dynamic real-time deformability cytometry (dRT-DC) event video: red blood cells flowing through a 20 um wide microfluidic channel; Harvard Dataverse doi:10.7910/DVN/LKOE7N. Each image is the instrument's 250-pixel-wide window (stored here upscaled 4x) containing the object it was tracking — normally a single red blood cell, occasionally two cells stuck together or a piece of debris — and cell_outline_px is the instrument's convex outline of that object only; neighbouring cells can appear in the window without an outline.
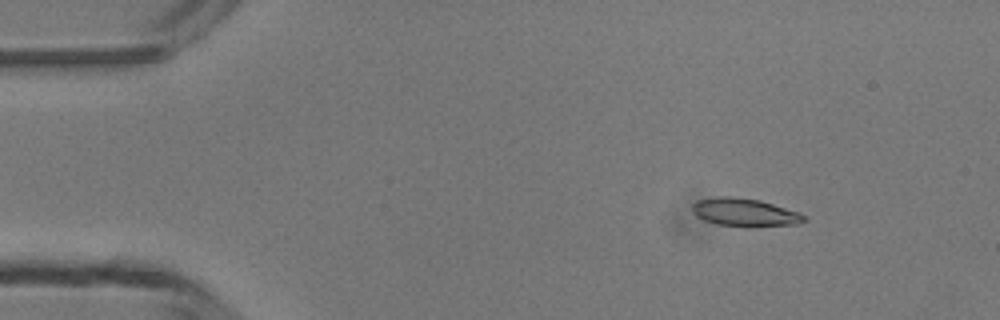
{"species": "common noctule bat (a hibernating species)", "species_latin": "Nyctalus noctula", "temperature_condition": "room temperature", "stored_images_in_passage": 3, "camera_frame_rate_fps": 3000, "um_per_image_px": 0.085, "animal": {"sex": "male", "body_mass_g": 13.3}, "frame": {"image": 1, "passage_image": 1, "time_ms": 0.0, "image_size_px": [1000, 320], "cell_outline_px": [[808, 220], [800, 224], [748, 228], [716, 224], [704, 220], [696, 216], [692, 212], [692, 204], [696, 200], [716, 196], [736, 196], [760, 200], [800, 212], [808, 216]], "centroid_in_image_um": [63.34, 18.06], "position_along_channel_um": 21.7, "area_um2": 19.02}}